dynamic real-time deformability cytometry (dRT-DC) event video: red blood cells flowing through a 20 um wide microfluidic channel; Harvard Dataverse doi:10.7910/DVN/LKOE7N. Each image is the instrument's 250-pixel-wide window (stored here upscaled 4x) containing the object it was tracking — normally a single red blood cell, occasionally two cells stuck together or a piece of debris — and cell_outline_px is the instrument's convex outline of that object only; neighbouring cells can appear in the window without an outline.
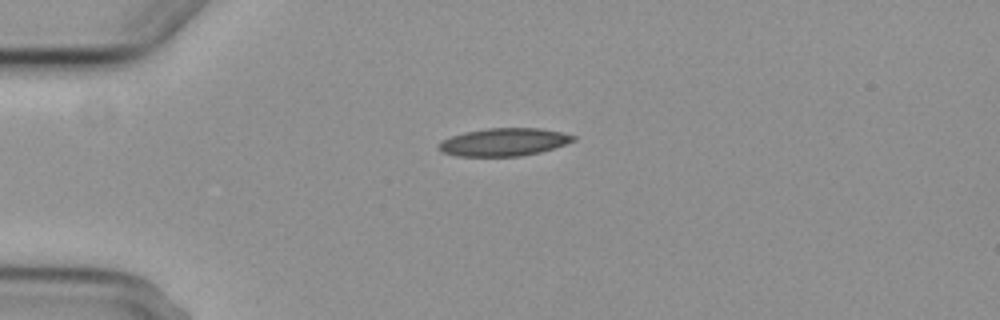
{"species": "common noctule bat (a hibernating species)", "species_latin": "Nyctalus noctula", "temperature_condition": "cold", "stored_images_in_passage": 6, "camera_frame_rate_fps": 3000, "um_per_image_px": 0.085, "animal": {"sex": "female", "body_mass_g": 29.2, "forearm_length_mm": 56.3}, "frame": {"image": 1, "passage_image": 6, "time_ms": 6.0, "image_size_px": [1000, 320], "cell_outline_px": [[576, 140], [540, 152], [520, 156], [456, 156], [440, 152], [436, 148], [436, 144], [440, 140], [464, 132], [488, 128], [540, 128], [560, 132], [576, 136]], "centroid_in_image_um": [42.75, 12.08], "position_along_channel_um": 42.2, "area_um2": 21.91}}